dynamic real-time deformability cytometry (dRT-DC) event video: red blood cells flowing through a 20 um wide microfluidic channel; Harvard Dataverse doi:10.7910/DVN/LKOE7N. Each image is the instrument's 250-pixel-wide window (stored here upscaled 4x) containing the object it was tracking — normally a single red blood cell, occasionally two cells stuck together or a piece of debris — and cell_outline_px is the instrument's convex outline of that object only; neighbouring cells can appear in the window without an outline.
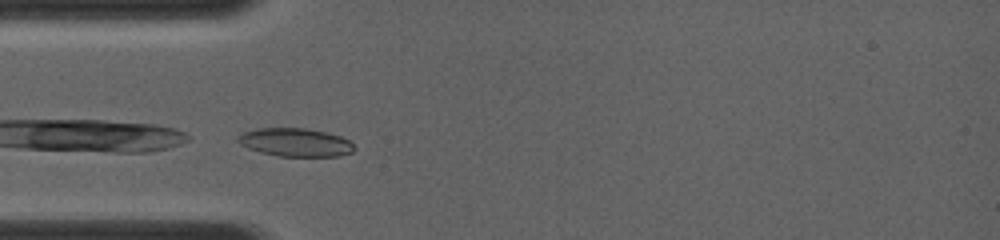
{"species": "common noctule bat (a hibernating species)", "species_latin": "Nyctalus noctula", "temperature_condition": "room temperature", "stored_images_in_passage": 2, "camera_frame_rate_fps": 4000, "um_per_image_px": 0.085, "animal": {"sex": "female", "body_mass_g": 19.0, "forearm_length_mm": 56.7}, "frame": {"image": 1, "passage_image": 1, "time_ms": 0.0, "image_size_px": [1000, 240], "cell_outline_px": [[356, 148], [352, 152], [340, 156], [276, 156], [260, 152], [248, 148], [240, 144], [236, 140], [236, 136], [244, 132], [256, 128], [304, 128], [324, 132], [340, 136], [348, 140]], "centroid_in_image_um": [25.07, 12.1], "position_along_channel_um": 59.9, "area_um2": 19.19}}